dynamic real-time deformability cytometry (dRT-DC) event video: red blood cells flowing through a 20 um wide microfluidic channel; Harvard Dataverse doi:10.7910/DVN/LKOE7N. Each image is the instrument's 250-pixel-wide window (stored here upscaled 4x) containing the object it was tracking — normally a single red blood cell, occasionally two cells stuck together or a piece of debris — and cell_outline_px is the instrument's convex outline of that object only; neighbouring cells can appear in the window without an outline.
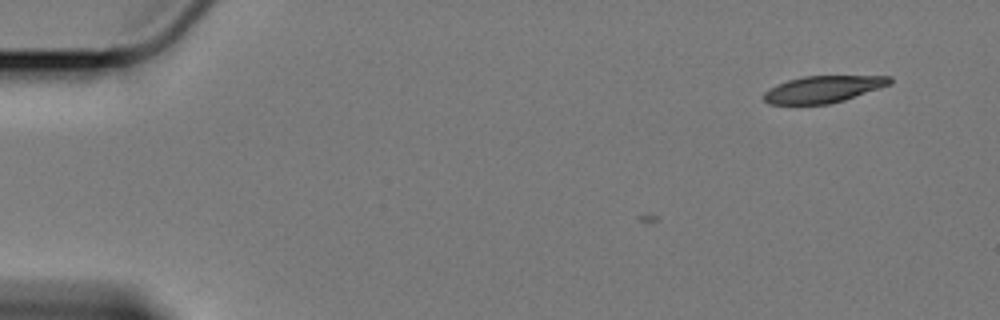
{"species": "Egyptian fruit bat (a non-hibernating species)", "species_latin": "Rousettus aegyptiacus", "temperature_condition": "cold", "stored_images_in_passage": 3, "camera_frame_rate_fps": 3000, "um_per_image_px": 0.085, "animal": {"sex": "female"}, "frame": {"image": 1, "passage_image": 3, "time_ms": 0.667, "image_size_px": [1000, 320], "cell_outline_px": [[892, 84], [844, 100], [828, 104], [768, 104], [764, 100], [764, 92], [788, 80], [804, 76], [892, 76]], "centroid_in_image_um": [70.01, 7.58], "position_along_channel_um": 15.0, "area_um2": 19.48}}